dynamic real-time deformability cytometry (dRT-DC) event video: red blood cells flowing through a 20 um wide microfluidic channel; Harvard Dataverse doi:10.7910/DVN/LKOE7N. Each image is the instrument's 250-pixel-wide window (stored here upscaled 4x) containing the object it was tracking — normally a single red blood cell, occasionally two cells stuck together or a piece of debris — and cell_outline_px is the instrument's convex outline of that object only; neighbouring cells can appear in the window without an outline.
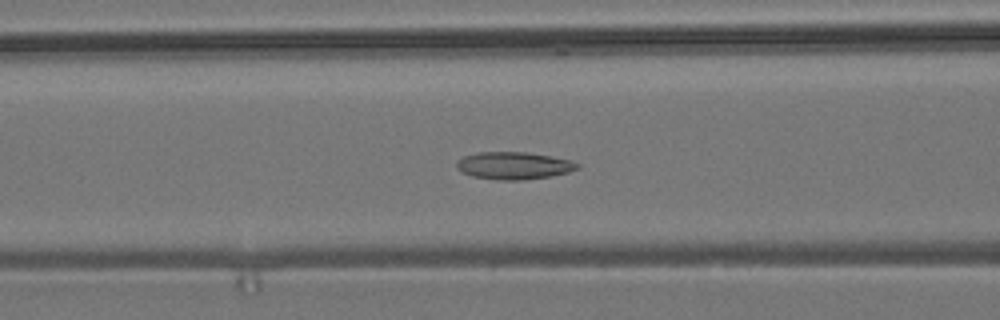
{"species": "common noctule bat (a hibernating species)", "species_latin": "Nyctalus noctula", "temperature_condition": "room temperature", "stored_images_in_passage": 56, "camera_frame_rate_fps": 3000, "um_per_image_px": 0.085, "animal": {"sex": "male", "body_mass_g": 19.2, "forearm_length_mm": 51.8}, "frame": {"image": 1, "passage_image": 23, "time_ms": 7.333, "image_size_px": [1000, 320], "cell_outline_px": [[580, 168], [568, 172], [552, 176], [524, 180], [496, 180], [472, 176], [456, 168], [456, 160], [464, 156], [476, 152], [524, 152], [552, 156], [572, 160], [580, 164]], "centroid_in_image_um": [43.69, 14.07], "position_along_channel_um": 122.9, "area_um2": 19.48}}
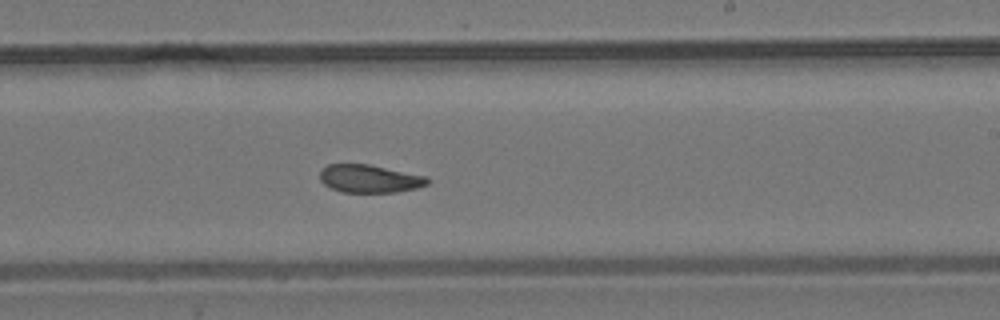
{"frame": {"image": 2, "passage_image": 34, "time_ms": 11.0, "image_size_px": [1000, 320], "cell_outline_px": [[432, 180], [428, 184], [416, 188], [396, 192], [344, 192], [332, 188], [324, 184], [320, 180], [320, 168], [328, 164], [368, 164], [428, 176]], "centroid_in_image_um": [31.43, 15.18], "position_along_channel_um": 257.6, "area_um2": 17.63}}
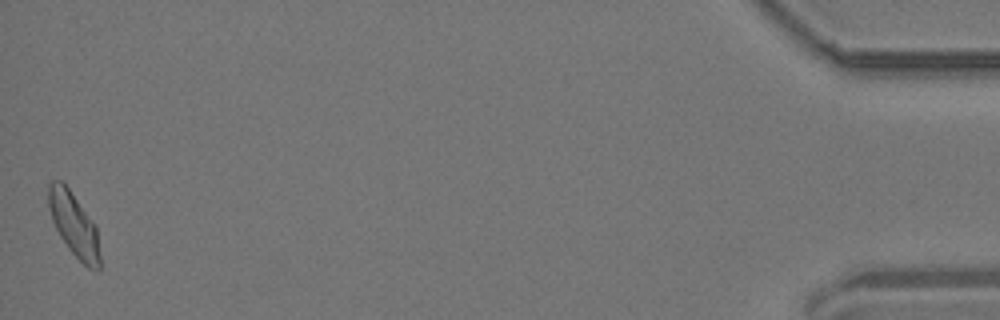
{"frame": {"image": 3, "passage_image": 56, "time_ms": 18.333, "image_size_px": [1000, 320], "cell_outline_px": [[100, 268], [96, 272], [88, 268], [68, 248], [60, 236], [52, 220], [48, 208], [48, 184], [52, 180], [60, 180], [68, 188], [96, 228], [100, 256]], "centroid_in_image_um": [6.26, 19.12], "position_along_channel_um": 428.9, "area_um2": 18.67}, "authors_computed_cell_mechanics": {"area_um2": 18.9006, "velocity_mm_per_s": 3.6765, "shape_relaxation_time_tau1_ms": null, "shape_relaxation_time_tau2_ms": 3.9478, "deformation_change_tau1": null, "deformation_change_tau2": 0.1088}}